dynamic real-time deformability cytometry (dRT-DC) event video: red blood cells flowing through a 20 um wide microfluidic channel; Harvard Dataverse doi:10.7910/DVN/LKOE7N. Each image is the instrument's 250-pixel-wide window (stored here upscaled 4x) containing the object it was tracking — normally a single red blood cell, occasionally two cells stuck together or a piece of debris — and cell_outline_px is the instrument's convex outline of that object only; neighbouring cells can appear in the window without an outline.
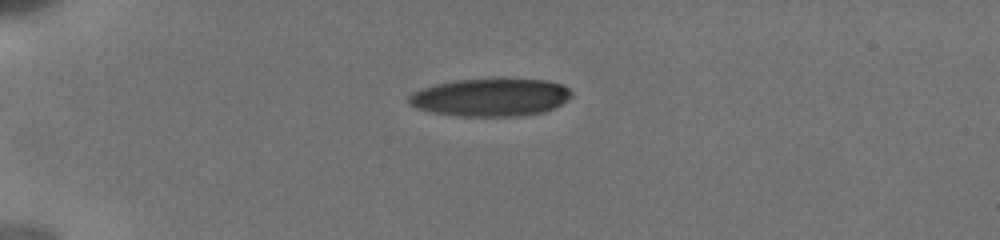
{"species": "human", "species_latin": "Homo sapiens", "temperature_condition": "cold", "stored_images_in_passage": 25, "camera_frame_rate_fps": 3000, "um_per_image_px": 0.085, "donor": {"sex": "male"}, "frame": {"image": 1, "passage_image": 1, "time_ms": 0.0, "image_size_px": [1000, 240], "cell_outline_px": [[572, 96], [568, 100], [556, 108], [544, 112], [520, 116], [456, 116], [432, 112], [416, 108], [408, 104], [408, 96], [412, 92], [420, 88], [452, 80], [500, 76], [548, 80], [564, 84], [572, 92]], "centroid_in_image_um": [41.73, 8.23], "position_along_channel_um": 43.3, "area_um2": 37.4}}
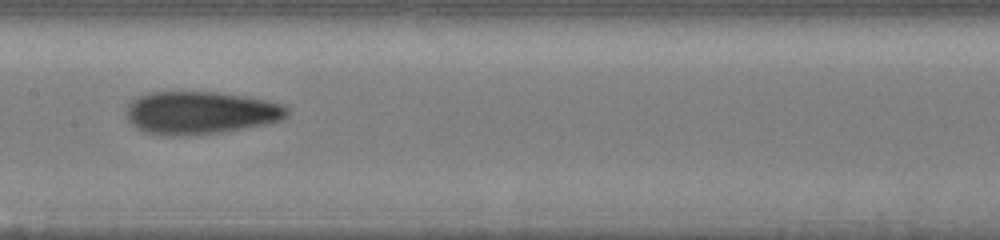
{"frame": {"image": 2, "passage_image": 11, "time_ms": 5.0, "image_size_px": [1000, 240], "cell_outline_px": [[288, 116], [280, 120], [264, 124], [244, 128], [220, 132], [180, 136], [164, 136], [144, 132], [136, 128], [128, 120], [124, 112], [128, 104], [132, 100], [148, 92], [220, 92], [268, 100], [284, 104], [288, 108]], "centroid_in_image_um": [17.01, 9.58], "position_along_channel_um": 190.4, "area_um2": 40.34}}
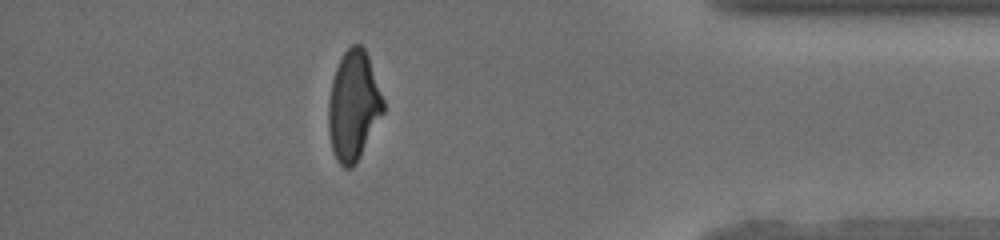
{"frame": {"image": 3, "passage_image": 22, "time_ms": 11.333, "image_size_px": [1000, 240], "cell_outline_px": [[384, 112], [356, 164], [352, 168], [344, 168], [336, 160], [332, 148], [328, 132], [328, 104], [332, 80], [336, 68], [344, 52], [352, 44], [360, 44], [364, 48], [368, 56], [384, 100]], "centroid_in_image_um": [30.04, 9.01], "position_along_channel_um": 405.2, "area_um2": 34.97}, "authors_computed_cell_mechanics": {"area_um2": 37.859, "velocity_mm_per_s": 3.8563, "shape_relaxation_time_tau1_ms": 5.665, "shape_relaxation_time_tau2_ms": 1.7315, "deformation_change_tau1": 0.1907, "deformation_change_tau2": 0.078}}